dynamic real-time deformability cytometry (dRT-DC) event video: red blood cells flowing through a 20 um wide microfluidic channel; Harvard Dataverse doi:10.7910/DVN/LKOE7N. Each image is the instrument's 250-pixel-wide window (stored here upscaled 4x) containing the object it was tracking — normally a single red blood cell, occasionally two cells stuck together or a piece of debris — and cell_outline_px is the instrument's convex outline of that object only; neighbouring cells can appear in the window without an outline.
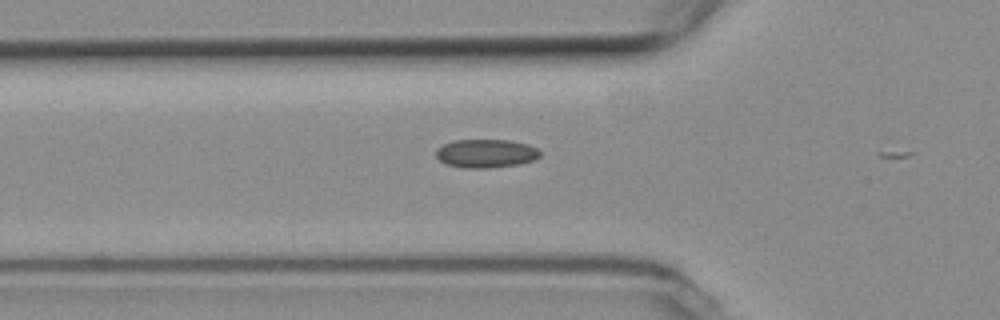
{"species": "common noctule bat (a hibernating species)", "species_latin": "Nyctalus noctula", "temperature_condition": "room temperature", "stored_images_in_passage": 6, "camera_frame_rate_fps": 3000, "um_per_image_px": 0.085, "animal": {"sex": "female", "body_mass_g": 19.3, "forearm_length_mm": 54.1}, "frame": {"image": 1, "passage_image": 5, "time_ms": 1.333, "image_size_px": [1000, 320], "cell_outline_px": [[540, 156], [532, 160], [520, 164], [488, 168], [468, 168], [448, 164], [440, 160], [436, 156], [436, 148], [452, 140], [508, 140], [528, 144], [536, 148], [540, 152]], "centroid_in_image_um": [41.3, 13.03], "position_along_channel_um": 84.5, "area_um2": 17.17}}